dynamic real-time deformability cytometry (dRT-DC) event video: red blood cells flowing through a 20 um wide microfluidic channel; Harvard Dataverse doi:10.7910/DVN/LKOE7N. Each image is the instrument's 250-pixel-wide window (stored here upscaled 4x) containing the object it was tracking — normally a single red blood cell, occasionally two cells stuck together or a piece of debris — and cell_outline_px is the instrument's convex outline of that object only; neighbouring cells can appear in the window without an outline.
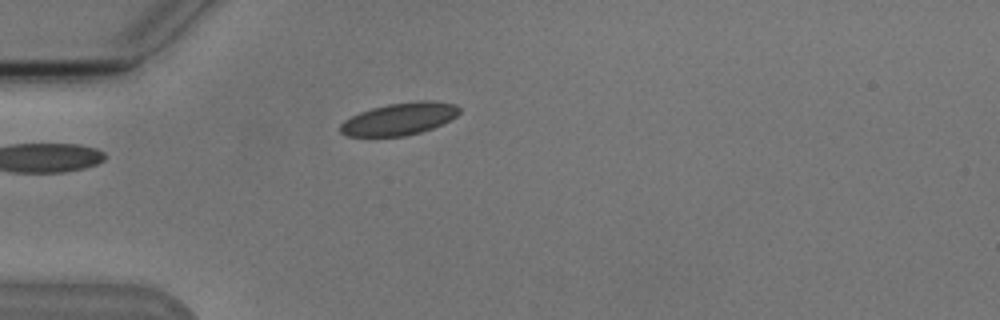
{"species": "Egyptian fruit bat (a non-hibernating species)", "species_latin": "Rousettus aegyptiacus", "temperature_condition": "cold", "stored_images_in_passage": 1, "camera_frame_rate_fps": 3000, "um_per_image_px": 0.085, "animal": {"sex": "male"}, "frame": {"image": 1, "passage_image": 1, "time_ms": 0.0, "image_size_px": [1000, 320], "cell_outline_px": [[460, 112], [456, 116], [432, 128], [420, 132], [404, 136], [348, 136], [340, 132], [340, 124], [344, 120], [360, 112], [372, 108], [388, 104], [416, 100], [436, 100], [456, 104], [460, 108]], "centroid_in_image_um": [33.96, 10.09], "position_along_channel_um": 51.0, "area_um2": 22.37}}